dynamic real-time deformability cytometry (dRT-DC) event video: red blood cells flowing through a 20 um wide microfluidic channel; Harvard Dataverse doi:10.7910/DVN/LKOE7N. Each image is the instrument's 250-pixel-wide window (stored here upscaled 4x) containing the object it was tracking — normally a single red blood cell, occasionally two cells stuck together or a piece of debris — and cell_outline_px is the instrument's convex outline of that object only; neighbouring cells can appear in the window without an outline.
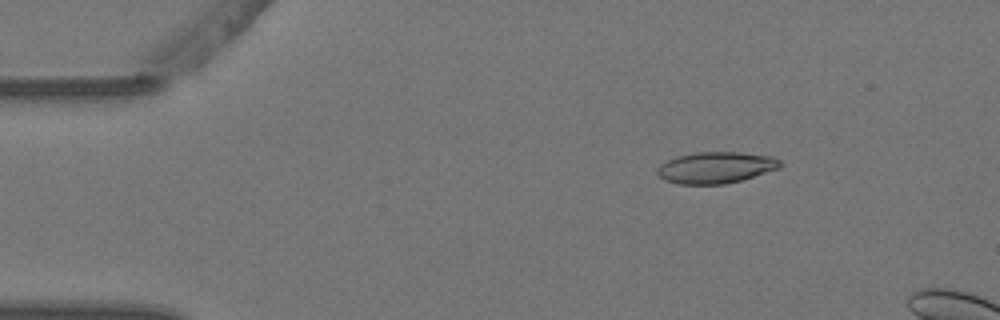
{"species": "Egyptian fruit bat (a non-hibernating species)", "species_latin": "Rousettus aegyptiacus", "temperature_condition": "warm", "stored_images_in_passage": 5, "camera_frame_rate_fps": 3000, "um_per_image_px": 0.085, "animal": {"sex": "female"}, "frame": {"image": 1, "passage_image": 3, "time_ms": 0.667, "image_size_px": [1000, 320], "cell_outline_px": [[780, 168], [740, 180], [724, 184], [680, 184], [664, 180], [656, 172], [660, 164], [676, 156], [700, 152], [740, 152], [772, 156], [780, 160]], "centroid_in_image_um": [60.83, 14.24], "position_along_channel_um": 24.2, "area_um2": 22.31}}